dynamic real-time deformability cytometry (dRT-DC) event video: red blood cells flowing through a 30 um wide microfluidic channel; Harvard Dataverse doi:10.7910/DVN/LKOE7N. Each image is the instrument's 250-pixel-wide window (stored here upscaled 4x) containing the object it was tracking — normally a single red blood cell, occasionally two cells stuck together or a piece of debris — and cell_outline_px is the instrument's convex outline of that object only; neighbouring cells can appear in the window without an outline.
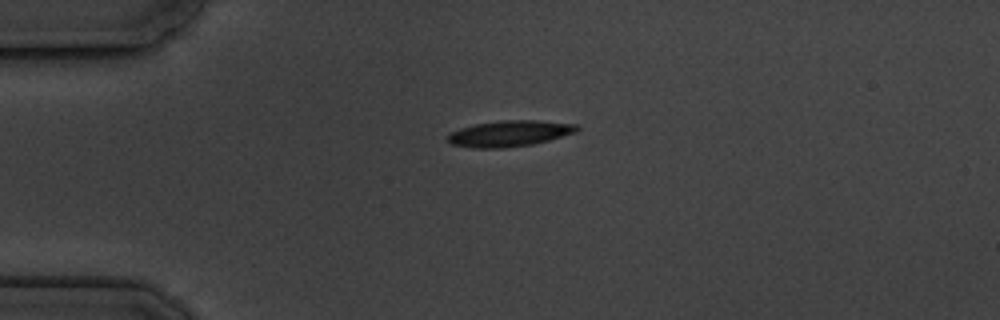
{"species": "common noctule bat (a hibernating species)", "species_latin": "Nyctalus noctula", "temperature_condition": "cold", "stored_images_in_passage": 3, "camera_frame_rate_fps": 3000, "um_per_image_px": 0.085, "animal": {"sex": "male", "body_mass_g": 19.5, "forearm_length_mm": 54.6}, "frame": {"image": 1, "passage_image": 1, "time_ms": 0.0, "image_size_px": [1000, 320], "cell_outline_px": [[580, 128], [576, 132], [548, 140], [532, 144], [504, 148], [472, 148], [452, 144], [448, 140], [448, 132], [460, 128], [476, 124], [500, 120], [536, 120], [576, 124]], "centroid_in_image_um": [43.29, 11.34], "position_along_channel_um": 41.7, "area_um2": 19.54}}